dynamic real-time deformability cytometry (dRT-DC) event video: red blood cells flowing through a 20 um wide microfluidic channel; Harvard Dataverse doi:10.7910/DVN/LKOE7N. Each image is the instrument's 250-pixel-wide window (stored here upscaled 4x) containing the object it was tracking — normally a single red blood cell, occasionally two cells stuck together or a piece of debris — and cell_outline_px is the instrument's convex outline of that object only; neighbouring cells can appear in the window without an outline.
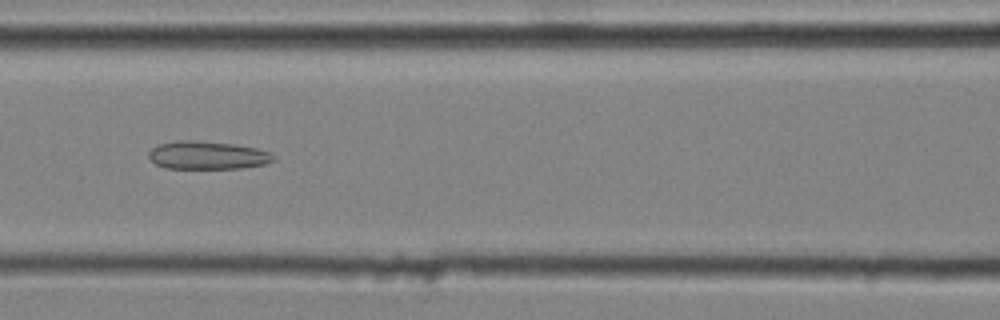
{"species": "common noctule bat (a hibernating species)", "species_latin": "Nyctalus noctula", "temperature_condition": "cold", "stored_images_in_passage": 24, "camera_frame_rate_fps": 3000, "um_per_image_px": 0.085, "animal": {"sex": "male", "body_mass_g": 20.4}, "frame": {"image": 1, "passage_image": 10, "time_ms": 3.0, "image_size_px": [1000, 320], "cell_outline_px": [[276, 160], [264, 164], [240, 168], [164, 168], [156, 164], [148, 156], [148, 152], [156, 144], [176, 140], [196, 140], [232, 144], [256, 148], [268, 152]], "centroid_in_image_um": [17.57, 13.19], "position_along_channel_um": 149.0, "area_um2": 20.35}}
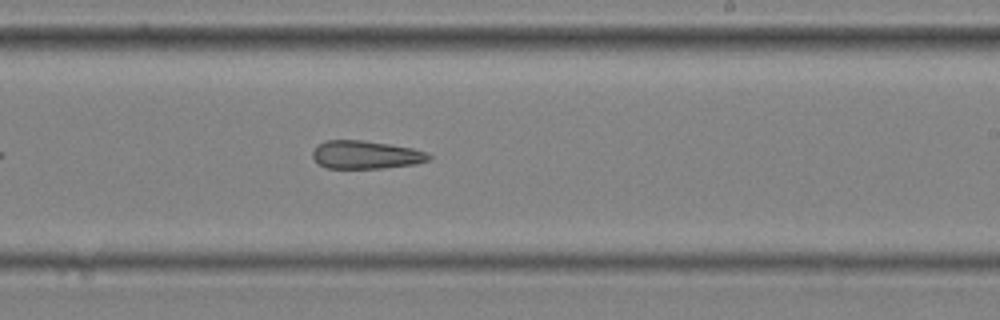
{"frame": {"image": 2, "passage_image": 18, "time_ms": 5.667, "image_size_px": [1000, 320], "cell_outline_px": [[432, 160], [416, 164], [384, 168], [324, 168], [312, 156], [312, 152], [316, 144], [324, 140], [364, 140], [412, 148], [428, 152], [432, 156]], "centroid_in_image_um": [31.11, 13.15], "position_along_channel_um": 257.9, "area_um2": 19.31}}
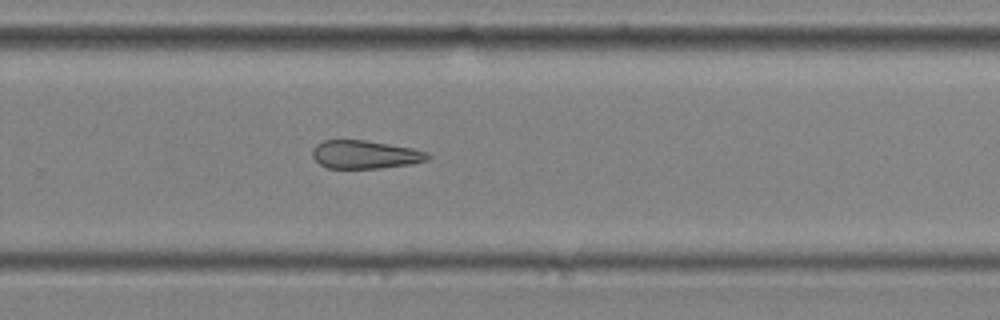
{"frame": {"image": 3, "passage_image": 21, "time_ms": 6.667, "image_size_px": [1000, 320], "cell_outline_px": [[432, 156], [428, 160], [412, 164], [380, 168], [328, 168], [320, 164], [312, 156], [312, 148], [316, 144], [324, 140], [364, 140], [412, 148], [428, 152]], "centroid_in_image_um": [31.04, 13.14], "position_along_channel_um": 298.8, "area_um2": 19.02}}